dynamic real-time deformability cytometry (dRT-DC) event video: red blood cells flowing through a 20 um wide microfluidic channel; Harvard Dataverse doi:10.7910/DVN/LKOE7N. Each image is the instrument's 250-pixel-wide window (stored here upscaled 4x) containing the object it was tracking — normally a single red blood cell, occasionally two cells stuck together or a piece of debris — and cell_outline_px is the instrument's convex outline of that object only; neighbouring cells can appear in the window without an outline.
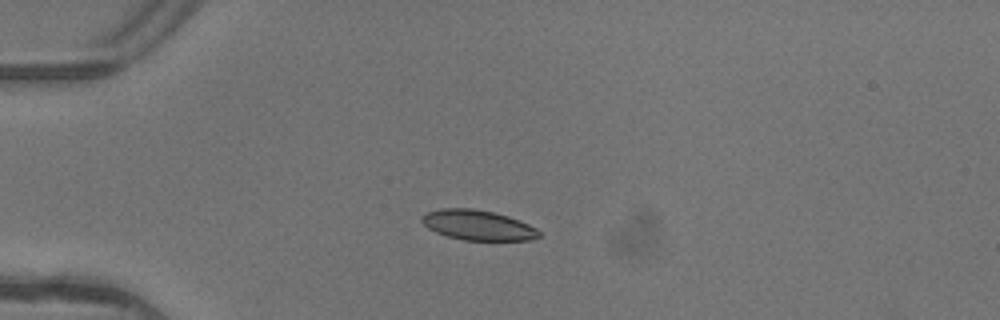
{"species": "common noctule bat (a hibernating species)", "species_latin": "Nyctalus noctula", "temperature_condition": "warm", "stored_images_in_passage": 5, "camera_frame_rate_fps": 3000, "um_per_image_px": 0.085, "animal": {"sex": "female"}, "frame": {"image": 1, "passage_image": 4, "time_ms": 1.0, "image_size_px": [1000, 320], "cell_outline_px": [[540, 236], [532, 240], [464, 240], [448, 236], [436, 232], [428, 228], [420, 220], [420, 216], [428, 212], [440, 208], [472, 208], [492, 212], [508, 216], [520, 220], [536, 228], [540, 232]], "centroid_in_image_um": [40.61, 19.13], "position_along_channel_um": 44.4, "area_um2": 20.52}}